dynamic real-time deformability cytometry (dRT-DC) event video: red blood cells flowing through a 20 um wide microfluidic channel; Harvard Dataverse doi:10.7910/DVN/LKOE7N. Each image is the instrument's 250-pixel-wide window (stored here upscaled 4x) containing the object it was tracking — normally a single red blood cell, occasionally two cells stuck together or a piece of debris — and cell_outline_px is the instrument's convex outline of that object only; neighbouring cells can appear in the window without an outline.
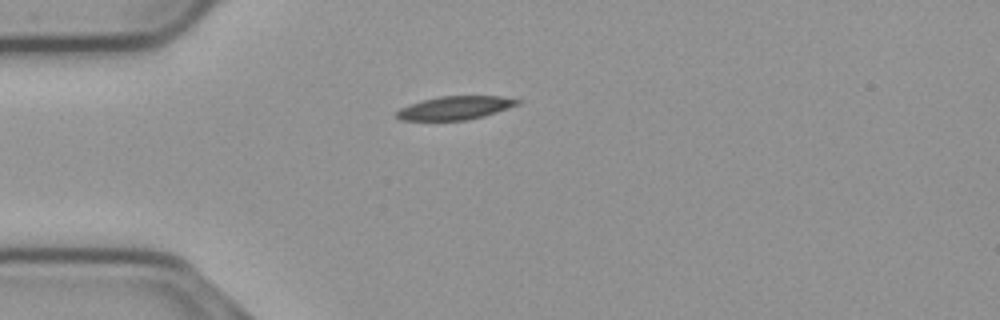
{"species": "common noctule bat (a hibernating species)", "species_latin": "Nyctalus noctula", "temperature_condition": "cold", "stored_images_in_passage": 36, "camera_frame_rate_fps": 3000, "um_per_image_px": 0.085, "animal": {"sex": "male", "body_mass_g": 23.1, "forearm_length_mm": 52.7}, "frame": {"image": 1, "passage_image": 1, "time_ms": 0.0, "image_size_px": [1000, 320], "cell_outline_px": [[524, 100], [520, 104], [484, 116], [464, 120], [400, 120], [396, 116], [396, 112], [400, 108], [408, 104], [420, 100], [440, 96], [500, 96]], "centroid_in_image_um": [38.69, 9.16], "position_along_channel_um": 46.3, "area_um2": 16.59}}
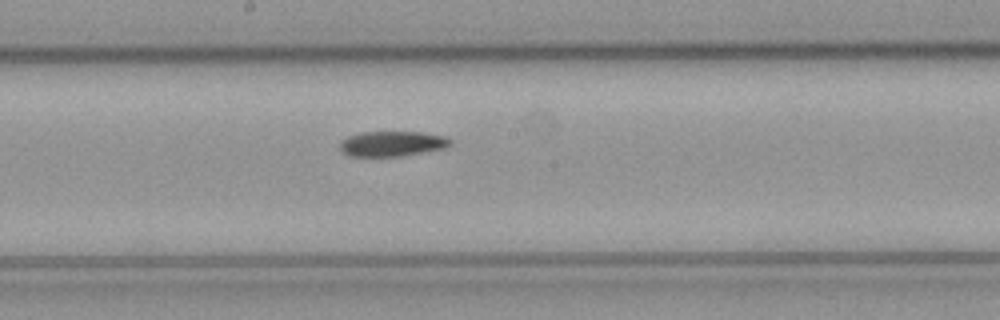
{"frame": {"image": 2, "passage_image": 16, "time_ms": 5.0, "image_size_px": [1000, 320], "cell_outline_px": [[452, 144], [444, 148], [400, 156], [348, 156], [340, 152], [340, 140], [348, 136], [360, 132], [424, 132], [444, 136], [452, 140]], "centroid_in_image_um": [33.29, 12.21], "position_along_channel_um": 214.9, "area_um2": 16.3}}
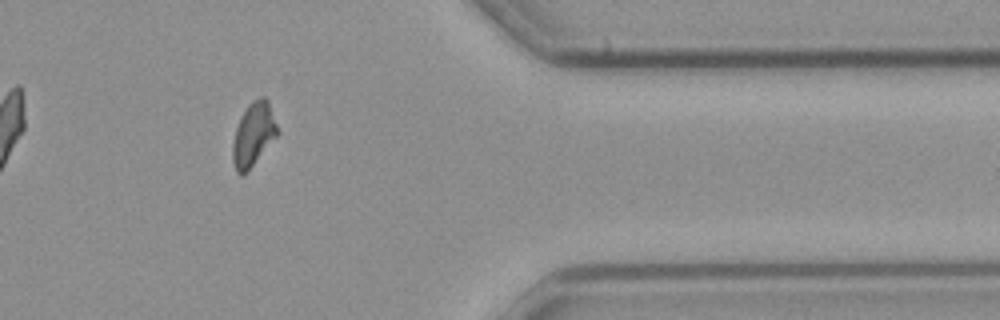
{"frame": {"image": 3, "passage_image": 32, "time_ms": 10.333, "image_size_px": [1000, 320], "cell_outline_px": [[280, 132], [248, 172], [240, 176], [236, 172], [232, 160], [232, 144], [236, 128], [240, 116], [248, 104], [252, 100], [260, 96], [264, 96], [268, 100]], "centroid_in_image_um": [21.54, 11.43], "position_along_channel_um": 389.9, "area_um2": 16.94}}